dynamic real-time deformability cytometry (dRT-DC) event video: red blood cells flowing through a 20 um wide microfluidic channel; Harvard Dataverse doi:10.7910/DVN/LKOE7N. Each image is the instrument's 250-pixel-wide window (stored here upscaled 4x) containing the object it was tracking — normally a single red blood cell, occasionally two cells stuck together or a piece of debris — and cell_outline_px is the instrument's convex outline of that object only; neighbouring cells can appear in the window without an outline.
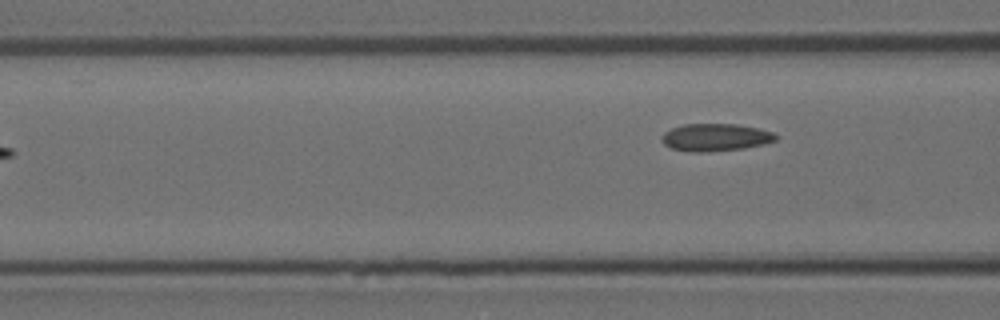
{"species": "Egyptian fruit bat (a non-hibernating species)", "species_latin": "Rousettus aegyptiacus", "temperature_condition": "room temperature", "stored_images_in_passage": 5, "segment_of_instrument_passage": [2, 2], "camera_frame_rate_fps": 3000, "um_per_image_px": 0.085, "animal": {"sex": "female"}, "frame": {"image": 1, "passage_image": 5, "time_ms": 1.333, "image_size_px": [1000, 320], "cell_outline_px": [[780, 136], [776, 140], [764, 144], [744, 148], [704, 152], [688, 152], [672, 148], [664, 144], [664, 132], [672, 128], [684, 124], [736, 124], [756, 128], [772, 132]], "centroid_in_image_um": [60.85, 11.68], "position_along_channel_um": 105.8, "area_um2": 18.09}}